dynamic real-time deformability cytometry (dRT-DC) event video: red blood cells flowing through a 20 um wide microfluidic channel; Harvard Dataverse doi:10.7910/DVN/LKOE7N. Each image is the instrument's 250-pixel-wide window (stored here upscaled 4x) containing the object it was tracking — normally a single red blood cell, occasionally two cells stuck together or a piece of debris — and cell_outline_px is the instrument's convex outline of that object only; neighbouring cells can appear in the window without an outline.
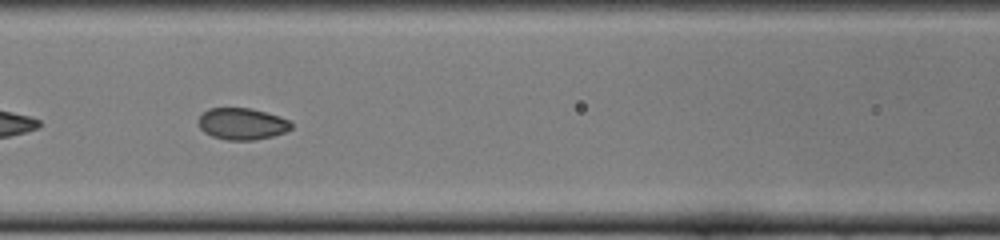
{"species": "common noctule bat (a hibernating species)", "species_latin": "Nyctalus noctula", "temperature_condition": "cold", "stored_images_in_passage": 51, "camera_frame_rate_fps": 3000, "um_per_image_px": 0.085, "animal": {"sex": "female", "body_mass_g": 22.0, "forearm_length_mm": 56.7}, "frame": {"image": 1, "passage_image": 22, "time_ms": 7.0, "image_size_px": [1000, 240], "cell_outline_px": [[292, 128], [284, 132], [272, 136], [252, 140], [228, 140], [212, 136], [204, 132], [200, 128], [200, 116], [208, 108], [252, 108], [288, 120], [292, 124]], "centroid_in_image_um": [20.56, 10.53], "position_along_channel_um": 146.0, "area_um2": 16.82}, "authors_computed_cell_mechanics": {"area_um2": 18.3226, "velocity_mm_per_s": 3.8871, "shape_relaxation_time_tau1_ms": 4.3243, "shape_relaxation_time_tau2_ms": 1.119, "deformation_change_tau1": 0.084, "deformation_change_tau2": 0.0348}}